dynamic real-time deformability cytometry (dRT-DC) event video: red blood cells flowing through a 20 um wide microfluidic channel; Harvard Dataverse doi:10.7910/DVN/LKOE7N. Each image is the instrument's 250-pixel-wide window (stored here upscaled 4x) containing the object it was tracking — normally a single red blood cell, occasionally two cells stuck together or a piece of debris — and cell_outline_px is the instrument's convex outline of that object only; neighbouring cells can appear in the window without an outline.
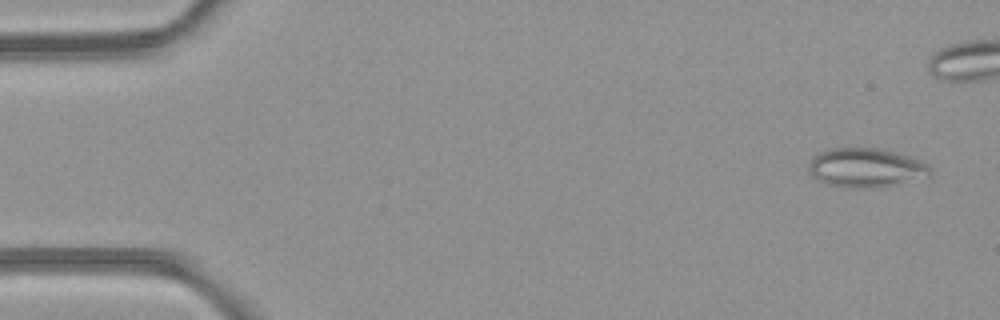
{"species": "common noctule bat (a hibernating species)", "species_latin": "Nyctalus noctula", "temperature_condition": "room temperature", "stored_images_in_passage": 41, "camera_frame_rate_fps": 3000, "um_per_image_px": 0.085, "animal": {"sex": "female", "body_mass_g": 21.9}, "frame": {"image": 1, "passage_image": 3, "time_ms": 0.667, "image_size_px": [1000, 320], "cell_outline_px": [[932, 172], [928, 176], [880, 188], [844, 188], [828, 184], [812, 176], [812, 156], [816, 152], [828, 148], [876, 148], [896, 152], [912, 156], [928, 164], [932, 168]], "centroid_in_image_um": [73.65, 14.25], "position_along_channel_um": 11.4, "area_um2": 27.8}}
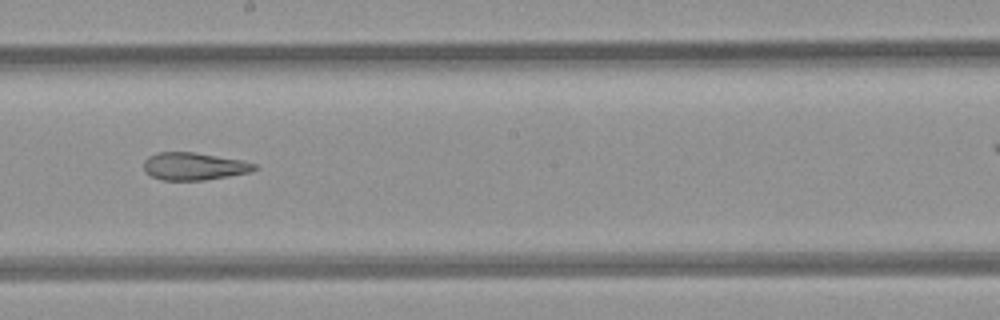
{"frame": {"image": 2, "passage_image": 28, "time_ms": 9.0, "image_size_px": [1000, 320], "cell_outline_px": [[260, 168], [252, 172], [204, 180], [160, 180], [144, 172], [144, 160], [148, 156], [160, 152], [192, 152], [240, 160], [256, 164]], "centroid_in_image_um": [16.49, 14.14], "position_along_channel_um": 231.7, "area_um2": 17.74}}
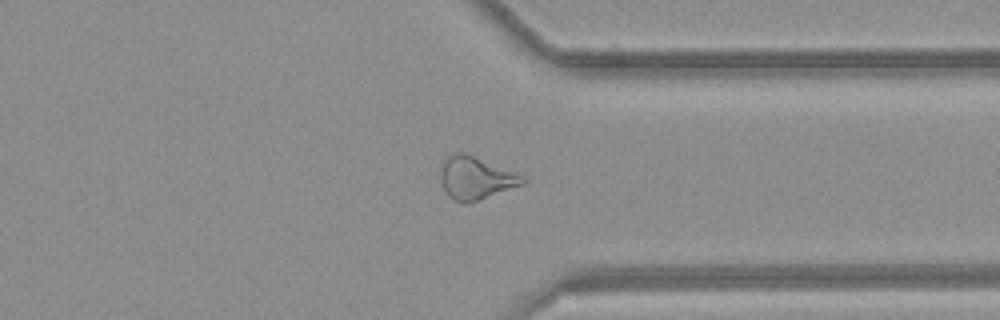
{"frame": {"image": 3, "passage_image": 38, "time_ms": 12.333, "image_size_px": [1000, 320], "cell_outline_px": [[528, 180], [524, 184], [464, 204], [448, 196], [440, 180], [440, 172], [444, 160], [448, 156], [456, 152], [464, 152], [528, 176]], "centroid_in_image_um": [40.48, 15.11], "position_along_channel_um": 370.9, "area_um2": 20.46}}